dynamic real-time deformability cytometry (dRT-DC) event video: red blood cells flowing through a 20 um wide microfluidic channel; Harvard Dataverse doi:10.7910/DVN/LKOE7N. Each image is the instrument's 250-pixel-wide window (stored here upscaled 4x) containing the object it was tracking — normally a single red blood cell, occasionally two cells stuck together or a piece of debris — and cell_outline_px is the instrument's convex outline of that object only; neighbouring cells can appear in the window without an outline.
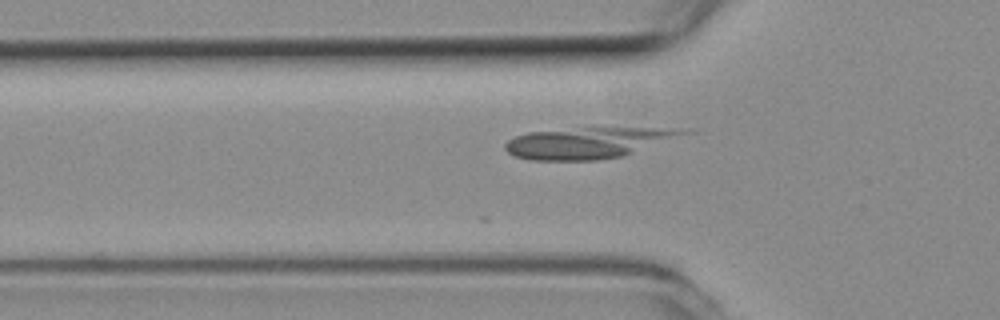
{"species": "common noctule bat (a hibernating species)", "species_latin": "Nyctalus noctula", "temperature_condition": "room temperature", "stored_images_in_passage": 18, "camera_frame_rate_fps": 3000, "um_per_image_px": 0.085, "animal": {"sex": "female", "body_mass_g": 19.3, "forearm_length_mm": 54.1}, "frame": {"image": 1, "passage_image": 3, "time_ms": 0.667, "image_size_px": [1000, 320], "cell_outline_px": [[692, 132], [624, 156], [596, 160], [532, 160], [516, 156], [508, 152], [504, 148], [504, 144], [508, 140], [516, 136], [528, 132], [580, 128], [656, 128]], "centroid_in_image_um": [49.9, 12.15], "position_along_channel_um": 75.9, "area_um2": 31.56}}